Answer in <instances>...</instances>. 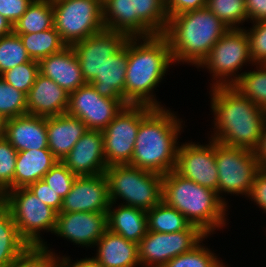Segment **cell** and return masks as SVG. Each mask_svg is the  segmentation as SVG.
I'll return each instance as SVG.
<instances>
[{
	"label": "cell",
	"instance_id": "obj_1",
	"mask_svg": "<svg viewBox=\"0 0 266 267\" xmlns=\"http://www.w3.org/2000/svg\"><path fill=\"white\" fill-rule=\"evenodd\" d=\"M124 101L129 105L164 108L153 91L174 64L169 42L163 34L129 37ZM155 96V97H154Z\"/></svg>",
	"mask_w": 266,
	"mask_h": 267
},
{
	"label": "cell",
	"instance_id": "obj_2",
	"mask_svg": "<svg viewBox=\"0 0 266 267\" xmlns=\"http://www.w3.org/2000/svg\"><path fill=\"white\" fill-rule=\"evenodd\" d=\"M214 131L209 137L220 144L255 150L259 144L266 111L233 86L211 87Z\"/></svg>",
	"mask_w": 266,
	"mask_h": 267
},
{
	"label": "cell",
	"instance_id": "obj_3",
	"mask_svg": "<svg viewBox=\"0 0 266 267\" xmlns=\"http://www.w3.org/2000/svg\"><path fill=\"white\" fill-rule=\"evenodd\" d=\"M182 122L164 108H154L141 122L130 166L165 175L175 170Z\"/></svg>",
	"mask_w": 266,
	"mask_h": 267
},
{
	"label": "cell",
	"instance_id": "obj_4",
	"mask_svg": "<svg viewBox=\"0 0 266 267\" xmlns=\"http://www.w3.org/2000/svg\"><path fill=\"white\" fill-rule=\"evenodd\" d=\"M228 30L213 12L202 8L170 17L163 35L174 63L187 62L198 67Z\"/></svg>",
	"mask_w": 266,
	"mask_h": 267
},
{
	"label": "cell",
	"instance_id": "obj_5",
	"mask_svg": "<svg viewBox=\"0 0 266 267\" xmlns=\"http://www.w3.org/2000/svg\"><path fill=\"white\" fill-rule=\"evenodd\" d=\"M162 200L209 236L226 225L228 206L217 193L182 177L175 170L163 175Z\"/></svg>",
	"mask_w": 266,
	"mask_h": 267
},
{
	"label": "cell",
	"instance_id": "obj_6",
	"mask_svg": "<svg viewBox=\"0 0 266 267\" xmlns=\"http://www.w3.org/2000/svg\"><path fill=\"white\" fill-rule=\"evenodd\" d=\"M104 174L111 203L121 198V204L147 212L162 201L163 175L128 164L108 166Z\"/></svg>",
	"mask_w": 266,
	"mask_h": 267
},
{
	"label": "cell",
	"instance_id": "obj_7",
	"mask_svg": "<svg viewBox=\"0 0 266 267\" xmlns=\"http://www.w3.org/2000/svg\"><path fill=\"white\" fill-rule=\"evenodd\" d=\"M0 200L9 209L20 236L29 245L47 243L40 233H54L57 220L54 209L43 203L27 187L11 189Z\"/></svg>",
	"mask_w": 266,
	"mask_h": 267
},
{
	"label": "cell",
	"instance_id": "obj_8",
	"mask_svg": "<svg viewBox=\"0 0 266 267\" xmlns=\"http://www.w3.org/2000/svg\"><path fill=\"white\" fill-rule=\"evenodd\" d=\"M218 173L217 195L227 206L222 193L249 196L257 172L261 169L253 150L230 147L215 141ZM221 193V194H220ZM239 194V195H238Z\"/></svg>",
	"mask_w": 266,
	"mask_h": 267
},
{
	"label": "cell",
	"instance_id": "obj_9",
	"mask_svg": "<svg viewBox=\"0 0 266 267\" xmlns=\"http://www.w3.org/2000/svg\"><path fill=\"white\" fill-rule=\"evenodd\" d=\"M54 27L67 46L103 29L102 0H54Z\"/></svg>",
	"mask_w": 266,
	"mask_h": 267
},
{
	"label": "cell",
	"instance_id": "obj_10",
	"mask_svg": "<svg viewBox=\"0 0 266 267\" xmlns=\"http://www.w3.org/2000/svg\"><path fill=\"white\" fill-rule=\"evenodd\" d=\"M247 62L252 64L249 39L244 28L229 29L211 48L198 68H207L212 74V87L232 86L242 76L238 70H242Z\"/></svg>",
	"mask_w": 266,
	"mask_h": 267
},
{
	"label": "cell",
	"instance_id": "obj_11",
	"mask_svg": "<svg viewBox=\"0 0 266 267\" xmlns=\"http://www.w3.org/2000/svg\"><path fill=\"white\" fill-rule=\"evenodd\" d=\"M153 109L147 105L129 104L102 130L107 166L131 162L140 122Z\"/></svg>",
	"mask_w": 266,
	"mask_h": 267
},
{
	"label": "cell",
	"instance_id": "obj_12",
	"mask_svg": "<svg viewBox=\"0 0 266 267\" xmlns=\"http://www.w3.org/2000/svg\"><path fill=\"white\" fill-rule=\"evenodd\" d=\"M206 237L209 236L192 224L173 233L148 231L138 244L139 262L142 267H163L169 260L191 251Z\"/></svg>",
	"mask_w": 266,
	"mask_h": 267
},
{
	"label": "cell",
	"instance_id": "obj_13",
	"mask_svg": "<svg viewBox=\"0 0 266 267\" xmlns=\"http://www.w3.org/2000/svg\"><path fill=\"white\" fill-rule=\"evenodd\" d=\"M128 104L102 97L90 83L69 94L67 114L79 118L87 129L104 130Z\"/></svg>",
	"mask_w": 266,
	"mask_h": 267
},
{
	"label": "cell",
	"instance_id": "obj_14",
	"mask_svg": "<svg viewBox=\"0 0 266 267\" xmlns=\"http://www.w3.org/2000/svg\"><path fill=\"white\" fill-rule=\"evenodd\" d=\"M208 144L185 142L179 145L175 171L184 178L212 189L217 193L218 173L215 158V140Z\"/></svg>",
	"mask_w": 266,
	"mask_h": 267
},
{
	"label": "cell",
	"instance_id": "obj_15",
	"mask_svg": "<svg viewBox=\"0 0 266 267\" xmlns=\"http://www.w3.org/2000/svg\"><path fill=\"white\" fill-rule=\"evenodd\" d=\"M128 38L122 32L103 29L72 45L86 83L101 73L107 58L114 55Z\"/></svg>",
	"mask_w": 266,
	"mask_h": 267
},
{
	"label": "cell",
	"instance_id": "obj_16",
	"mask_svg": "<svg viewBox=\"0 0 266 267\" xmlns=\"http://www.w3.org/2000/svg\"><path fill=\"white\" fill-rule=\"evenodd\" d=\"M110 203L108 181L104 173L77 176L62 199L60 212H107Z\"/></svg>",
	"mask_w": 266,
	"mask_h": 267
},
{
	"label": "cell",
	"instance_id": "obj_17",
	"mask_svg": "<svg viewBox=\"0 0 266 267\" xmlns=\"http://www.w3.org/2000/svg\"><path fill=\"white\" fill-rule=\"evenodd\" d=\"M107 230V212H59L54 235L76 243L95 247Z\"/></svg>",
	"mask_w": 266,
	"mask_h": 267
},
{
	"label": "cell",
	"instance_id": "obj_18",
	"mask_svg": "<svg viewBox=\"0 0 266 267\" xmlns=\"http://www.w3.org/2000/svg\"><path fill=\"white\" fill-rule=\"evenodd\" d=\"M62 162L76 176L103 174L108 166L104 156L102 131L87 129Z\"/></svg>",
	"mask_w": 266,
	"mask_h": 267
},
{
	"label": "cell",
	"instance_id": "obj_19",
	"mask_svg": "<svg viewBox=\"0 0 266 267\" xmlns=\"http://www.w3.org/2000/svg\"><path fill=\"white\" fill-rule=\"evenodd\" d=\"M69 93L53 80L38 73L27 94V114L50 117L66 114Z\"/></svg>",
	"mask_w": 266,
	"mask_h": 267
},
{
	"label": "cell",
	"instance_id": "obj_20",
	"mask_svg": "<svg viewBox=\"0 0 266 267\" xmlns=\"http://www.w3.org/2000/svg\"><path fill=\"white\" fill-rule=\"evenodd\" d=\"M39 73L53 80L67 93L76 91L86 84L80 63L72 46L38 61Z\"/></svg>",
	"mask_w": 266,
	"mask_h": 267
},
{
	"label": "cell",
	"instance_id": "obj_21",
	"mask_svg": "<svg viewBox=\"0 0 266 267\" xmlns=\"http://www.w3.org/2000/svg\"><path fill=\"white\" fill-rule=\"evenodd\" d=\"M4 137L18 152L48 148L46 117L25 114L7 119Z\"/></svg>",
	"mask_w": 266,
	"mask_h": 267
},
{
	"label": "cell",
	"instance_id": "obj_22",
	"mask_svg": "<svg viewBox=\"0 0 266 267\" xmlns=\"http://www.w3.org/2000/svg\"><path fill=\"white\" fill-rule=\"evenodd\" d=\"M102 7L105 29L128 37L156 35L134 12L133 0H102Z\"/></svg>",
	"mask_w": 266,
	"mask_h": 267
},
{
	"label": "cell",
	"instance_id": "obj_23",
	"mask_svg": "<svg viewBox=\"0 0 266 267\" xmlns=\"http://www.w3.org/2000/svg\"><path fill=\"white\" fill-rule=\"evenodd\" d=\"M46 128L48 148L59 161H62L87 131L83 121L67 113L46 117Z\"/></svg>",
	"mask_w": 266,
	"mask_h": 267
},
{
	"label": "cell",
	"instance_id": "obj_24",
	"mask_svg": "<svg viewBox=\"0 0 266 267\" xmlns=\"http://www.w3.org/2000/svg\"><path fill=\"white\" fill-rule=\"evenodd\" d=\"M95 246H97V254L94 259L101 267H137L141 265L138 244L126 240L108 229Z\"/></svg>",
	"mask_w": 266,
	"mask_h": 267
},
{
	"label": "cell",
	"instance_id": "obj_25",
	"mask_svg": "<svg viewBox=\"0 0 266 267\" xmlns=\"http://www.w3.org/2000/svg\"><path fill=\"white\" fill-rule=\"evenodd\" d=\"M127 41L104 63L102 71L90 84L102 96L114 100H124L125 76L127 69Z\"/></svg>",
	"mask_w": 266,
	"mask_h": 267
},
{
	"label": "cell",
	"instance_id": "obj_26",
	"mask_svg": "<svg viewBox=\"0 0 266 267\" xmlns=\"http://www.w3.org/2000/svg\"><path fill=\"white\" fill-rule=\"evenodd\" d=\"M114 204L110 203L107 210V229L139 244L148 232L146 211L123 204L115 207Z\"/></svg>",
	"mask_w": 266,
	"mask_h": 267
},
{
	"label": "cell",
	"instance_id": "obj_27",
	"mask_svg": "<svg viewBox=\"0 0 266 267\" xmlns=\"http://www.w3.org/2000/svg\"><path fill=\"white\" fill-rule=\"evenodd\" d=\"M58 161L49 148L19 151L15 165L14 189L28 187L42 180Z\"/></svg>",
	"mask_w": 266,
	"mask_h": 267
},
{
	"label": "cell",
	"instance_id": "obj_28",
	"mask_svg": "<svg viewBox=\"0 0 266 267\" xmlns=\"http://www.w3.org/2000/svg\"><path fill=\"white\" fill-rule=\"evenodd\" d=\"M29 246L20 236L9 209L0 200V267H8Z\"/></svg>",
	"mask_w": 266,
	"mask_h": 267
},
{
	"label": "cell",
	"instance_id": "obj_29",
	"mask_svg": "<svg viewBox=\"0 0 266 267\" xmlns=\"http://www.w3.org/2000/svg\"><path fill=\"white\" fill-rule=\"evenodd\" d=\"M54 27L52 1L33 0L23 16L13 25L15 34H30Z\"/></svg>",
	"mask_w": 266,
	"mask_h": 267
},
{
	"label": "cell",
	"instance_id": "obj_30",
	"mask_svg": "<svg viewBox=\"0 0 266 267\" xmlns=\"http://www.w3.org/2000/svg\"><path fill=\"white\" fill-rule=\"evenodd\" d=\"M148 231L173 233L186 230L191 223L177 209L163 200L146 212Z\"/></svg>",
	"mask_w": 266,
	"mask_h": 267
},
{
	"label": "cell",
	"instance_id": "obj_31",
	"mask_svg": "<svg viewBox=\"0 0 266 267\" xmlns=\"http://www.w3.org/2000/svg\"><path fill=\"white\" fill-rule=\"evenodd\" d=\"M17 35H19L30 58L36 61L58 53L67 46L55 27L37 33Z\"/></svg>",
	"mask_w": 266,
	"mask_h": 267
},
{
	"label": "cell",
	"instance_id": "obj_32",
	"mask_svg": "<svg viewBox=\"0 0 266 267\" xmlns=\"http://www.w3.org/2000/svg\"><path fill=\"white\" fill-rule=\"evenodd\" d=\"M255 66L256 71L242 72V76L232 86L266 111V65Z\"/></svg>",
	"mask_w": 266,
	"mask_h": 267
},
{
	"label": "cell",
	"instance_id": "obj_33",
	"mask_svg": "<svg viewBox=\"0 0 266 267\" xmlns=\"http://www.w3.org/2000/svg\"><path fill=\"white\" fill-rule=\"evenodd\" d=\"M136 15L155 33L164 34L168 24L166 0H133Z\"/></svg>",
	"mask_w": 266,
	"mask_h": 267
},
{
	"label": "cell",
	"instance_id": "obj_34",
	"mask_svg": "<svg viewBox=\"0 0 266 267\" xmlns=\"http://www.w3.org/2000/svg\"><path fill=\"white\" fill-rule=\"evenodd\" d=\"M206 8L229 29H242L239 24L248 21L245 0H207Z\"/></svg>",
	"mask_w": 266,
	"mask_h": 267
},
{
	"label": "cell",
	"instance_id": "obj_35",
	"mask_svg": "<svg viewBox=\"0 0 266 267\" xmlns=\"http://www.w3.org/2000/svg\"><path fill=\"white\" fill-rule=\"evenodd\" d=\"M32 60L23 46L19 35L12 32L0 37V76L18 66Z\"/></svg>",
	"mask_w": 266,
	"mask_h": 267
},
{
	"label": "cell",
	"instance_id": "obj_36",
	"mask_svg": "<svg viewBox=\"0 0 266 267\" xmlns=\"http://www.w3.org/2000/svg\"><path fill=\"white\" fill-rule=\"evenodd\" d=\"M201 242L191 251L169 260L163 267H224L225 264Z\"/></svg>",
	"mask_w": 266,
	"mask_h": 267
},
{
	"label": "cell",
	"instance_id": "obj_37",
	"mask_svg": "<svg viewBox=\"0 0 266 267\" xmlns=\"http://www.w3.org/2000/svg\"><path fill=\"white\" fill-rule=\"evenodd\" d=\"M0 114L6 119L27 114V95L0 76Z\"/></svg>",
	"mask_w": 266,
	"mask_h": 267
},
{
	"label": "cell",
	"instance_id": "obj_38",
	"mask_svg": "<svg viewBox=\"0 0 266 267\" xmlns=\"http://www.w3.org/2000/svg\"><path fill=\"white\" fill-rule=\"evenodd\" d=\"M48 248L29 245L8 267H59V256Z\"/></svg>",
	"mask_w": 266,
	"mask_h": 267
},
{
	"label": "cell",
	"instance_id": "obj_39",
	"mask_svg": "<svg viewBox=\"0 0 266 267\" xmlns=\"http://www.w3.org/2000/svg\"><path fill=\"white\" fill-rule=\"evenodd\" d=\"M18 151L3 136L0 137V198L14 189V174Z\"/></svg>",
	"mask_w": 266,
	"mask_h": 267
},
{
	"label": "cell",
	"instance_id": "obj_40",
	"mask_svg": "<svg viewBox=\"0 0 266 267\" xmlns=\"http://www.w3.org/2000/svg\"><path fill=\"white\" fill-rule=\"evenodd\" d=\"M38 73L39 63L32 59L4 72L1 77L7 84L27 95Z\"/></svg>",
	"mask_w": 266,
	"mask_h": 267
},
{
	"label": "cell",
	"instance_id": "obj_41",
	"mask_svg": "<svg viewBox=\"0 0 266 267\" xmlns=\"http://www.w3.org/2000/svg\"><path fill=\"white\" fill-rule=\"evenodd\" d=\"M244 30L249 39L252 65H266V20L253 22L252 28Z\"/></svg>",
	"mask_w": 266,
	"mask_h": 267
},
{
	"label": "cell",
	"instance_id": "obj_42",
	"mask_svg": "<svg viewBox=\"0 0 266 267\" xmlns=\"http://www.w3.org/2000/svg\"><path fill=\"white\" fill-rule=\"evenodd\" d=\"M76 177L62 161H58L44 175L43 180L63 199L70 191Z\"/></svg>",
	"mask_w": 266,
	"mask_h": 267
},
{
	"label": "cell",
	"instance_id": "obj_43",
	"mask_svg": "<svg viewBox=\"0 0 266 267\" xmlns=\"http://www.w3.org/2000/svg\"><path fill=\"white\" fill-rule=\"evenodd\" d=\"M27 188L43 203L50 206L57 213L60 212L62 198L58 195V193L54 192L43 179L30 184Z\"/></svg>",
	"mask_w": 266,
	"mask_h": 267
},
{
	"label": "cell",
	"instance_id": "obj_44",
	"mask_svg": "<svg viewBox=\"0 0 266 267\" xmlns=\"http://www.w3.org/2000/svg\"><path fill=\"white\" fill-rule=\"evenodd\" d=\"M33 0H0V15L14 25Z\"/></svg>",
	"mask_w": 266,
	"mask_h": 267
},
{
	"label": "cell",
	"instance_id": "obj_45",
	"mask_svg": "<svg viewBox=\"0 0 266 267\" xmlns=\"http://www.w3.org/2000/svg\"><path fill=\"white\" fill-rule=\"evenodd\" d=\"M266 213V169L261 168L254 179L251 192L248 196Z\"/></svg>",
	"mask_w": 266,
	"mask_h": 267
},
{
	"label": "cell",
	"instance_id": "obj_46",
	"mask_svg": "<svg viewBox=\"0 0 266 267\" xmlns=\"http://www.w3.org/2000/svg\"><path fill=\"white\" fill-rule=\"evenodd\" d=\"M207 0H166L168 18L175 15L206 8Z\"/></svg>",
	"mask_w": 266,
	"mask_h": 267
},
{
	"label": "cell",
	"instance_id": "obj_47",
	"mask_svg": "<svg viewBox=\"0 0 266 267\" xmlns=\"http://www.w3.org/2000/svg\"><path fill=\"white\" fill-rule=\"evenodd\" d=\"M248 21L266 20V0H245Z\"/></svg>",
	"mask_w": 266,
	"mask_h": 267
},
{
	"label": "cell",
	"instance_id": "obj_48",
	"mask_svg": "<svg viewBox=\"0 0 266 267\" xmlns=\"http://www.w3.org/2000/svg\"><path fill=\"white\" fill-rule=\"evenodd\" d=\"M59 267H101L100 264L92 258H84L77 260L75 262H72L69 257L62 256L59 257Z\"/></svg>",
	"mask_w": 266,
	"mask_h": 267
},
{
	"label": "cell",
	"instance_id": "obj_49",
	"mask_svg": "<svg viewBox=\"0 0 266 267\" xmlns=\"http://www.w3.org/2000/svg\"><path fill=\"white\" fill-rule=\"evenodd\" d=\"M254 152L260 167L266 168V121L263 126L259 144Z\"/></svg>",
	"mask_w": 266,
	"mask_h": 267
},
{
	"label": "cell",
	"instance_id": "obj_50",
	"mask_svg": "<svg viewBox=\"0 0 266 267\" xmlns=\"http://www.w3.org/2000/svg\"><path fill=\"white\" fill-rule=\"evenodd\" d=\"M13 32V25L0 15V37L9 35Z\"/></svg>",
	"mask_w": 266,
	"mask_h": 267
},
{
	"label": "cell",
	"instance_id": "obj_51",
	"mask_svg": "<svg viewBox=\"0 0 266 267\" xmlns=\"http://www.w3.org/2000/svg\"><path fill=\"white\" fill-rule=\"evenodd\" d=\"M7 119L0 114V137L5 135Z\"/></svg>",
	"mask_w": 266,
	"mask_h": 267
}]
</instances>
